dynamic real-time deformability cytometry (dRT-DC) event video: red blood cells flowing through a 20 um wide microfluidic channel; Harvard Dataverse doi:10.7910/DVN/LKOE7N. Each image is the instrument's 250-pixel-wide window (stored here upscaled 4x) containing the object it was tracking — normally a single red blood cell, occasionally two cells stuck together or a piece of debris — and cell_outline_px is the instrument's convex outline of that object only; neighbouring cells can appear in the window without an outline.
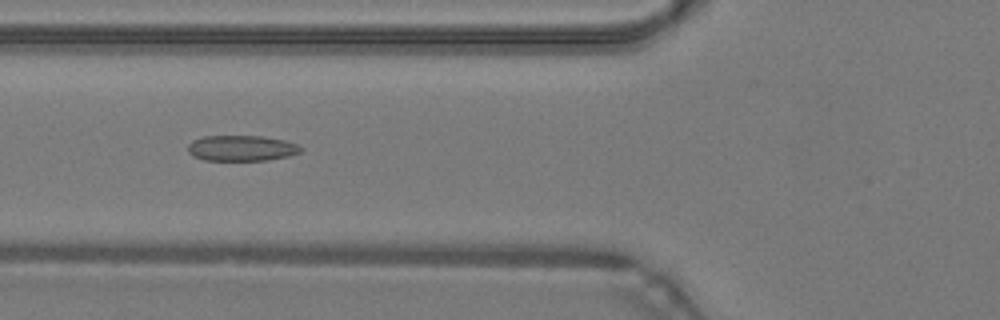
{"species": "common noctule bat (a hibernating species)", "species_latin": "Nyctalus noctula", "temperature_condition": "warm", "stored_images_in_passage": 39, "camera_frame_rate_fps": 3000, "um_per_image_px": 0.085, "animal": {"sex": "male", "body_mass_g": 19.2, "forearm_length_mm": 51.8}, "frame": {"image": 1, "passage_image": 12, "time_ms": 3.667, "image_size_px": [1000, 320], "cell_outline_px": [[304, 148], [300, 152], [288, 156], [268, 160], [204, 160], [192, 156], [188, 152], [188, 144], [192, 140], [204, 136], [260, 136], [284, 140], [296, 144]], "centroid_in_image_um": [20.51, 12.59], "position_along_channel_um": 105.3, "area_um2": 16.88}}
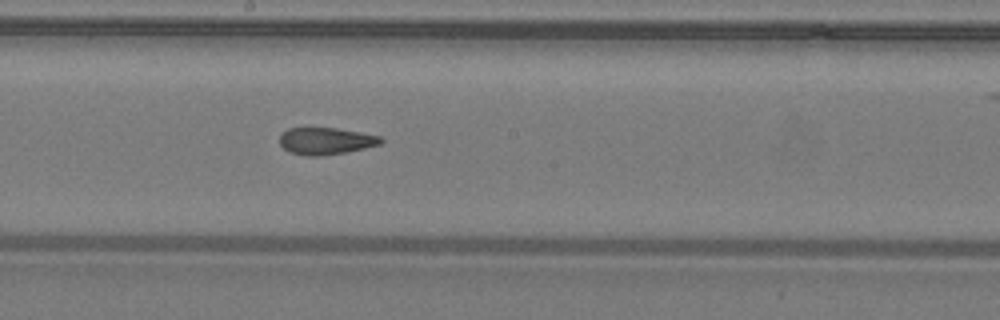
{"frame": {"image": 2, "passage_image": 20, "time_ms": 6.333, "image_size_px": [1000, 320], "cell_outline_px": [[384, 140], [380, 144], [348, 152], [320, 156], [304, 156], [288, 152], [280, 144], [280, 132], [288, 128], [336, 128], [380, 136]], "centroid_in_image_um": [27.65, 11.99], "position_along_channel_um": 220.5, "area_um2": 16.01}}
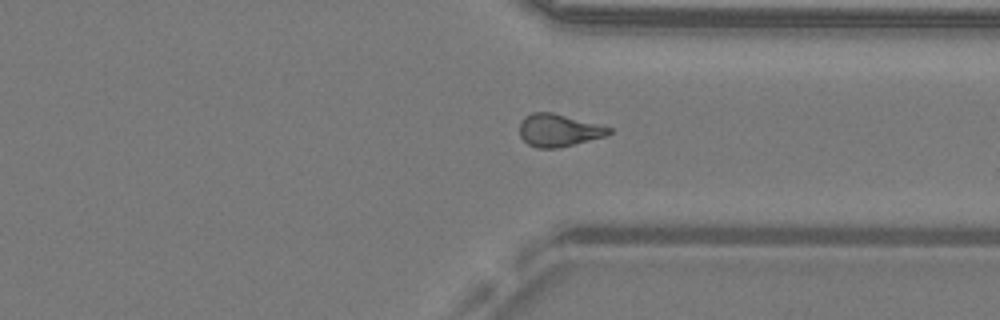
{"frame": {"image": 3, "passage_image": 30, "time_ms": 9.667, "image_size_px": [1000, 320], "cell_outline_px": [[612, 132], [604, 136], [556, 148], [536, 148], [528, 144], [520, 136], [520, 120], [524, 116], [532, 112], [552, 112], [612, 128]], "centroid_in_image_um": [47.43, 11.06], "position_along_channel_um": 364.0, "area_um2": 16.7}}